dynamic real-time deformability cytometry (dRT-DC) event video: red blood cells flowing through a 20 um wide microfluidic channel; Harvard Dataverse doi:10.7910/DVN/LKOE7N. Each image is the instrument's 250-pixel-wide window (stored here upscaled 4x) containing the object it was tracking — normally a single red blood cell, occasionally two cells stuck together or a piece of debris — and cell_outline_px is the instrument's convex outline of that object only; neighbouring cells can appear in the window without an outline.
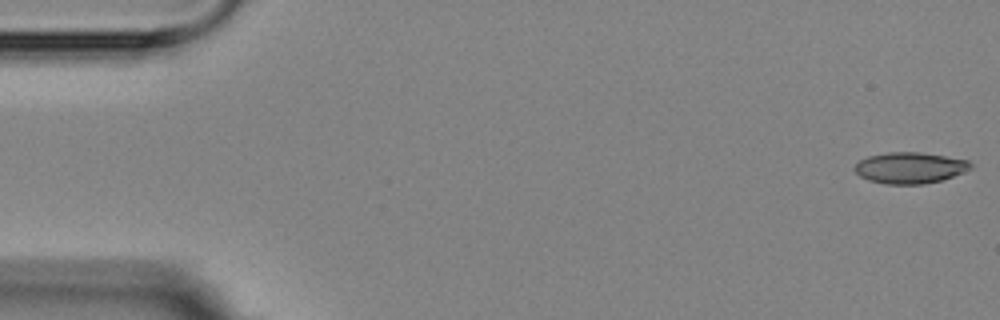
{"species": "Egyptian fruit bat (a non-hibernating species)", "species_latin": "Rousettus aegyptiacus", "temperature_condition": "room temperature", "stored_images_in_passage": 4, "camera_frame_rate_fps": 3000, "um_per_image_px": 0.085, "animal": {"sex": "female"}, "frame": {"image": 1, "passage_image": 1, "time_ms": 0.0, "image_size_px": [1000, 320], "cell_outline_px": [[972, 168], [964, 172], [940, 180], [924, 184], [888, 184], [868, 180], [860, 176], [852, 168], [860, 160], [868, 156], [888, 152], [920, 152], [968, 160], [972, 164]], "centroid_in_image_um": [77.33, 14.26], "position_along_channel_um": 7.7, "area_um2": 20.98}}
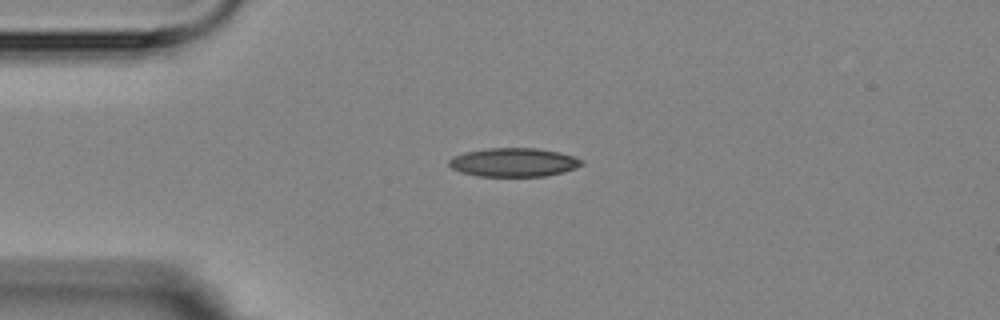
{"frame": {"image": 2, "passage_image": 4, "time_ms": 4.0, "image_size_px": [1000, 320], "cell_outline_px": [[584, 164], [576, 168], [564, 172], [544, 176], [480, 176], [460, 172], [452, 168], [448, 164], [448, 160], [452, 156], [464, 152], [488, 148], [536, 148], [560, 152], [584, 160]], "centroid_in_image_um": [43.66, 13.79], "position_along_channel_um": 41.3, "area_um2": 22.31}}